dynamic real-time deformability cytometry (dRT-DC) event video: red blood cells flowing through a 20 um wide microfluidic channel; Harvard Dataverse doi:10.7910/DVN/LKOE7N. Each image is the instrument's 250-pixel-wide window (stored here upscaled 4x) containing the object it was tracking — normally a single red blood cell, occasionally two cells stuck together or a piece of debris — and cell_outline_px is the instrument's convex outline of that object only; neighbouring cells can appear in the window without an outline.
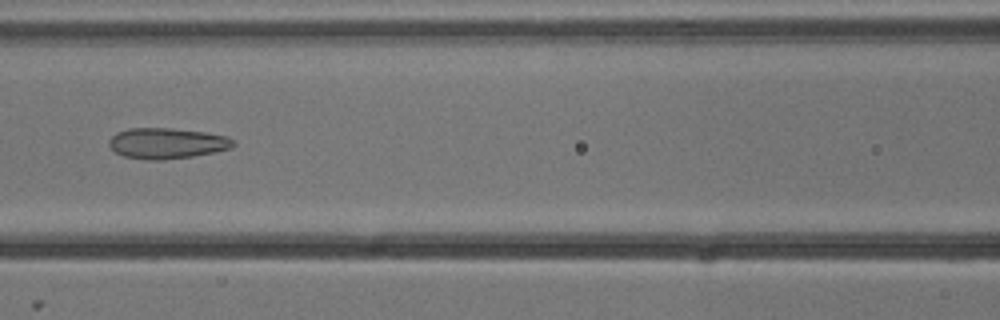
{"species": "common noctule bat (a hibernating species)", "species_latin": "Nyctalus noctula", "temperature_condition": "cold", "stored_images_in_passage": 8, "camera_frame_rate_fps": 3000, "um_per_image_px": 0.085, "animal": {"sex": "male", "body_mass_g": 13.3}, "frame": {"image": 1, "passage_image": 7, "time_ms": 2.0, "image_size_px": [1000, 320], "cell_outline_px": [[236, 144], [228, 148], [216, 152], [192, 156], [164, 160], [148, 160], [124, 156], [116, 152], [108, 144], [108, 140], [116, 132], [128, 128], [172, 128], [204, 132], [228, 136]], "centroid_in_image_um": [14.16, 12.17], "position_along_channel_um": 152.4, "area_um2": 22.25}}
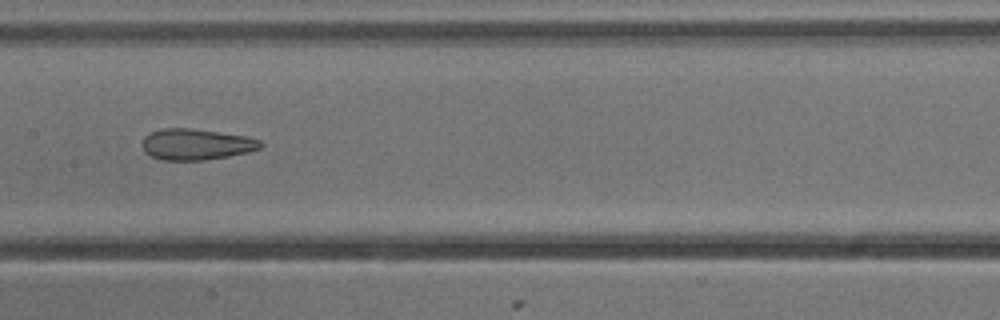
{"frame": {"image": 2, "passage_image": 8, "time_ms": 2.333, "image_size_px": [1000, 320], "cell_outline_px": [[264, 144], [260, 148], [248, 152], [228, 156], [204, 160], [160, 160], [144, 152], [144, 136], [160, 128], [188, 128], [244, 136], [260, 140]], "centroid_in_image_um": [16.67, 12.27], "position_along_channel_um": 190.7, "area_um2": 21.15}}